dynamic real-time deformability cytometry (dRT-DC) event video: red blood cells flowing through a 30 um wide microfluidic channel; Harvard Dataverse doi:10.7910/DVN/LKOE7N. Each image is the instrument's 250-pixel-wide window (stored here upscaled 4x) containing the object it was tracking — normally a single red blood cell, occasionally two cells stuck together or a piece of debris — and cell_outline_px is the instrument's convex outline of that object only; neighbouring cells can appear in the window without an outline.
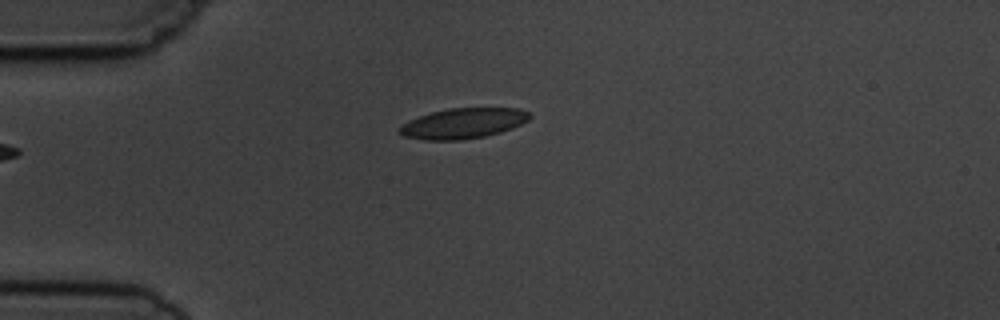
{"species": "common noctule bat (a hibernating species)", "species_latin": "Nyctalus noctula", "temperature_condition": "cold", "stored_images_in_passage": 2, "camera_frame_rate_fps": 3000, "um_per_image_px": 0.085, "animal": {"sex": "male", "body_mass_g": 19.5, "forearm_length_mm": 54.6}, "frame": {"image": 1, "passage_image": 2, "time_ms": 1.333, "image_size_px": [1000, 320], "cell_outline_px": [[532, 116], [528, 120], [512, 128], [500, 132], [484, 136], [460, 140], [424, 140], [404, 136], [396, 132], [396, 128], [408, 120], [432, 112], [448, 108], [520, 108], [532, 112]], "centroid_in_image_um": [39.35, 10.48], "position_along_channel_um": 45.6, "area_um2": 23.24}}